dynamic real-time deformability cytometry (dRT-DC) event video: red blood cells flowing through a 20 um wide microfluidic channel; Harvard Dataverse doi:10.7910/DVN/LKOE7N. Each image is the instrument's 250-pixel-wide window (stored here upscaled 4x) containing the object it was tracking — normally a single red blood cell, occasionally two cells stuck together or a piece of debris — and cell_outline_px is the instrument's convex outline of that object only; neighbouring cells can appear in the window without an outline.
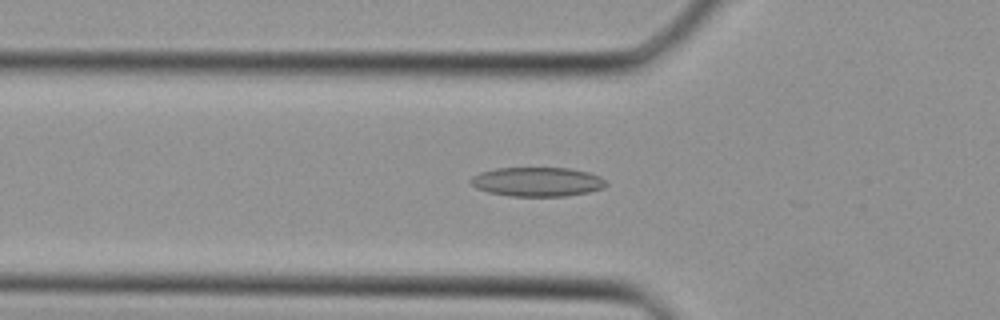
{"species": "Egyptian fruit bat (a non-hibernating species)", "species_latin": "Rousettus aegyptiacus", "temperature_condition": "cold", "stored_images_in_passage": 18, "camera_frame_rate_fps": 3000, "um_per_image_px": 0.085, "animal": {"sex": "female"}, "frame": {"image": 1, "passage_image": 8, "time_ms": 2.333, "image_size_px": [1000, 320], "cell_outline_px": [[608, 184], [604, 188], [588, 192], [564, 196], [508, 196], [488, 192], [476, 188], [468, 180], [472, 176], [480, 172], [496, 168], [568, 168], [588, 172], [600, 176]], "centroid_in_image_um": [45.65, 15.45], "position_along_channel_um": 80.1, "area_um2": 23.12}}
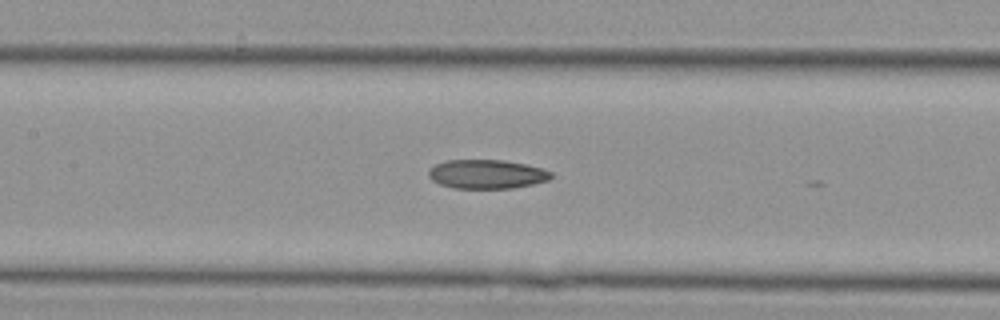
{"frame": {"image": 2, "passage_image": 13, "time_ms": 4.0, "image_size_px": [1000, 320], "cell_outline_px": [[552, 176], [548, 180], [532, 184], [512, 188], [452, 188], [440, 184], [432, 180], [428, 176], [428, 168], [444, 160], [504, 160], [528, 164], [544, 168], [552, 172]], "centroid_in_image_um": [41.37, 14.79], "position_along_channel_um": 166.0, "area_um2": 20.92}}
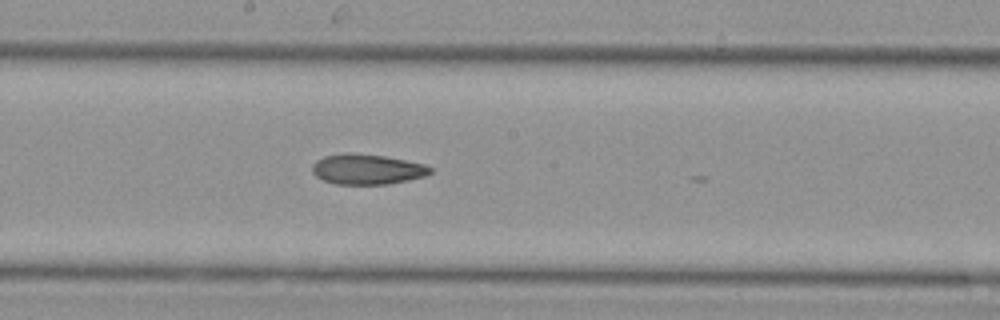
{"frame": {"image": 3, "passage_image": 16, "time_ms": 5.0, "image_size_px": [1000, 320], "cell_outline_px": [[432, 172], [424, 176], [408, 180], [388, 184], [336, 184], [324, 180], [316, 176], [312, 172], [312, 164], [316, 160], [324, 156], [344, 152], [348, 152], [384, 156], [424, 164], [432, 168]], "centroid_in_image_um": [31.17, 14.38], "position_along_channel_um": 217.0, "area_um2": 20.81}}